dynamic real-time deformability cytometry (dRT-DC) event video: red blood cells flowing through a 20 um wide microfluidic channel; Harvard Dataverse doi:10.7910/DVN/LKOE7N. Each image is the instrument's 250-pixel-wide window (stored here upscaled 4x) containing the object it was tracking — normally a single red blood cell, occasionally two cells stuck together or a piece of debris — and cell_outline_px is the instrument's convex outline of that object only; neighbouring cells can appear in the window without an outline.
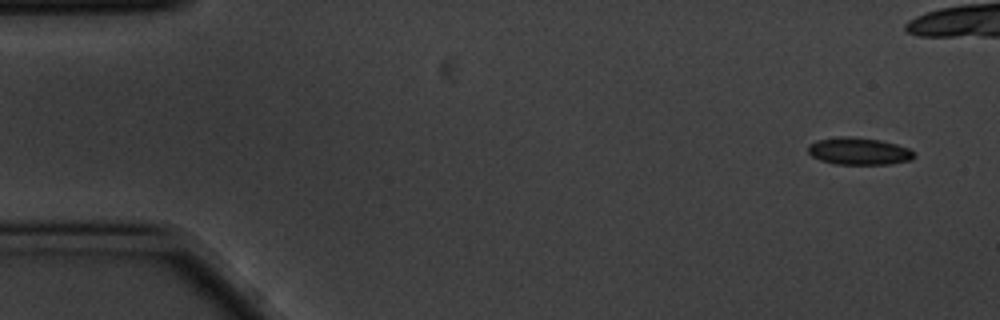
{"species": "common noctule bat (a hibernating species)", "species_latin": "Nyctalus noctula", "temperature_condition": "cold", "stored_images_in_passage": 5, "camera_frame_rate_fps": 3000, "um_per_image_px": 0.085, "animal": {"sex": "male", "body_mass_g": 20.1, "forearm_length_mm": 53.5}, "frame": {"image": 1, "passage_image": 1, "time_ms": 0.0, "image_size_px": [1000, 320], "cell_outline_px": [[916, 156], [912, 160], [892, 164], [832, 164], [820, 160], [812, 156], [808, 152], [808, 144], [816, 140], [840, 136], [848, 136], [880, 140], [896, 144], [908, 148]], "centroid_in_image_um": [72.99, 12.85], "position_along_channel_um": 12.0, "area_um2": 16.94}}